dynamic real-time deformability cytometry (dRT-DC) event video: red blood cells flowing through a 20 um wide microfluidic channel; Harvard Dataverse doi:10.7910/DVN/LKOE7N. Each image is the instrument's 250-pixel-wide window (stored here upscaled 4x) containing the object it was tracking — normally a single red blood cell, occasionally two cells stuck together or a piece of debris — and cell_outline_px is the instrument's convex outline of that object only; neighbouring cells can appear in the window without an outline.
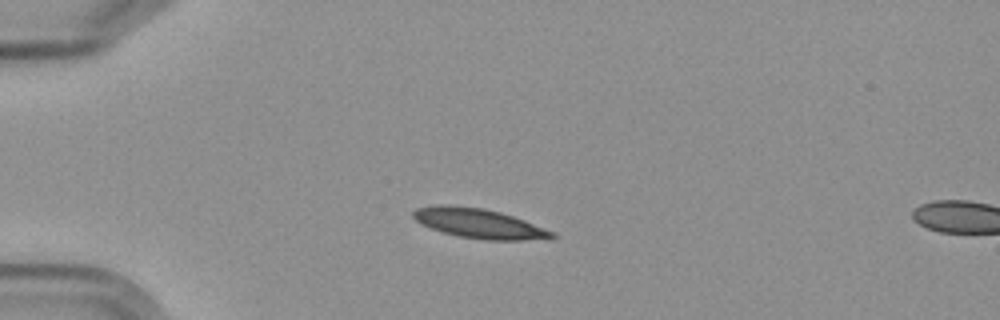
{"species": "Egyptian fruit bat (a non-hibernating species)", "species_latin": "Rousettus aegyptiacus", "temperature_condition": "cold", "stored_images_in_passage": 4, "segment_of_instrument_passage": [1, 2], "camera_frame_rate_fps": 3000, "um_per_image_px": 0.085, "frame": {"image": 1, "passage_image": 3, "time_ms": 2.667, "image_size_px": [1000, 320], "cell_outline_px": [[556, 236], [520, 240], [484, 240], [460, 236], [440, 232], [420, 224], [412, 216], [412, 212], [416, 208], [440, 204], [444, 204], [484, 208], [500, 212], [524, 220], [552, 232]], "centroid_in_image_um": [40.59, 18.97], "position_along_channel_um": 44.4, "area_um2": 23.64}}